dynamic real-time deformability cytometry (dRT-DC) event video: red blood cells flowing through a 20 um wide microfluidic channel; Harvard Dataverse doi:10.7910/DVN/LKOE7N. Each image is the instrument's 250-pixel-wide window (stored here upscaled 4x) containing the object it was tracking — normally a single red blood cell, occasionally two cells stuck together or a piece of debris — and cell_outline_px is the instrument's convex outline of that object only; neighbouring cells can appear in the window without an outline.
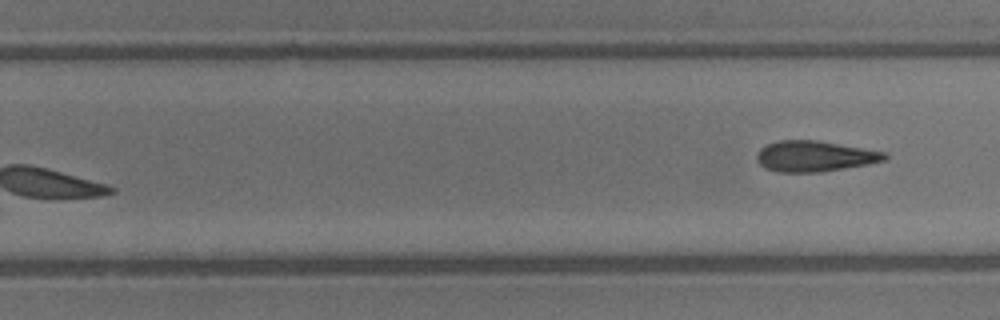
{"species": "common noctule bat (a hibernating species)", "species_latin": "Nyctalus noctula", "temperature_condition": "warm", "stored_images_in_passage": 20, "segment_of_instrument_passage": [2, 2], "camera_frame_rate_fps": 3000, "um_per_image_px": 0.085, "animal": {"sex": "male", "body_mass_g": 13.3}, "frame": {"image": 1, "passage_image": 20, "time_ms": 6.333, "image_size_px": [1000, 320], "cell_outline_px": [[888, 160], [868, 164], [820, 172], [776, 172], [764, 168], [756, 160], [756, 156], [760, 148], [768, 144], [780, 140], [820, 140], [888, 152]], "centroid_in_image_um": [69.28, 13.27], "position_along_channel_um": 260.5, "area_um2": 23.24}}